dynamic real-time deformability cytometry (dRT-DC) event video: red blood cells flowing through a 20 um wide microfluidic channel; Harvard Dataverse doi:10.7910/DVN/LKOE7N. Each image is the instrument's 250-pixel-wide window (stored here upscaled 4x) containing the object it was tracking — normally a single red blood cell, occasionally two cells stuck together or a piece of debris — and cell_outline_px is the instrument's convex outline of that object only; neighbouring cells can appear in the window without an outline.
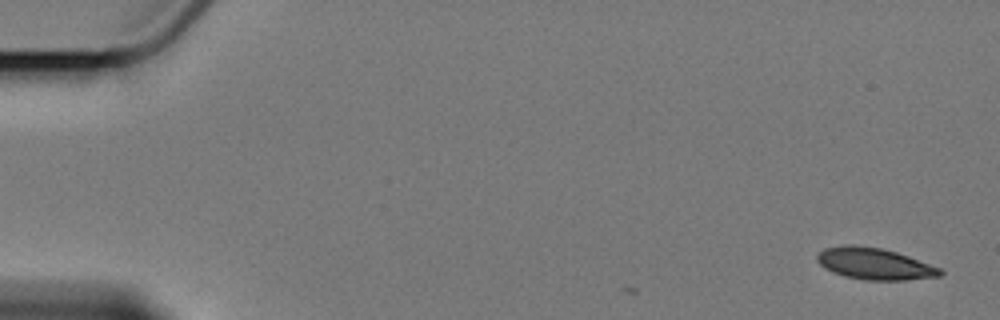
{"species": "Egyptian fruit bat (a non-hibernating species)", "species_latin": "Rousettus aegyptiacus", "temperature_condition": "cold", "stored_images_in_passage": 4, "camera_frame_rate_fps": 3000, "um_per_image_px": 0.085, "animal": {"sex": "female"}, "frame": {"image": 1, "passage_image": 1, "time_ms": 0.0, "image_size_px": [1000, 320], "cell_outline_px": [[944, 272], [940, 276], [904, 280], [868, 280], [844, 276], [832, 272], [824, 268], [816, 260], [816, 256], [824, 248], [844, 244], [852, 244], [880, 248], [896, 252], [908, 256], [940, 268]], "centroid_in_image_um": [74.29, 22.41], "position_along_channel_um": 10.7, "area_um2": 22.6}}